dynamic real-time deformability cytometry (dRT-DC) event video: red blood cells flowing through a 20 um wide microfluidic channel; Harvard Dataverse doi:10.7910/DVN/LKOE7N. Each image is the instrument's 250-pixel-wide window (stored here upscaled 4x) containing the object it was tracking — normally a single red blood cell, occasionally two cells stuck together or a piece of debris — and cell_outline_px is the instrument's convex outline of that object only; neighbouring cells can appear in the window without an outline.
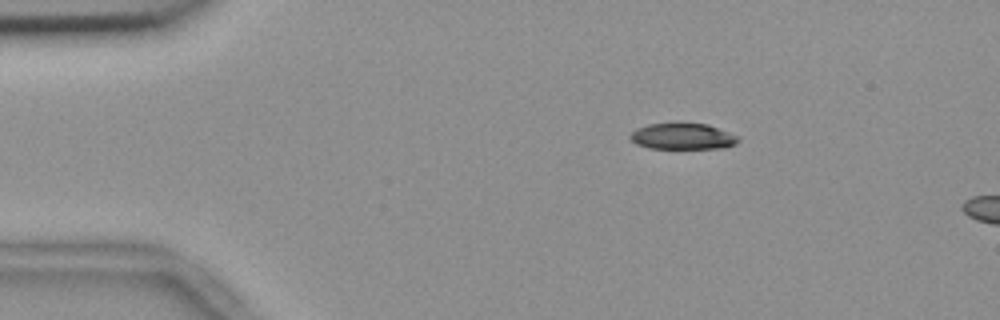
{"species": "common noctule bat (a hibernating species)", "species_latin": "Nyctalus noctula", "temperature_condition": "room temperature", "stored_images_in_passage": 6, "camera_frame_rate_fps": 3000, "um_per_image_px": 0.085, "animal": {"sex": "female", "body_mass_g": 18.4}, "frame": {"image": 1, "passage_image": 1, "time_ms": 0.0, "image_size_px": [1000, 320], "cell_outline_px": [[740, 140], [736, 144], [724, 148], [648, 148], [636, 144], [628, 136], [636, 128], [648, 124], [708, 124], [740, 136]], "centroid_in_image_um": [58.05, 11.6], "position_along_channel_um": 26.9, "area_um2": 16.42}}